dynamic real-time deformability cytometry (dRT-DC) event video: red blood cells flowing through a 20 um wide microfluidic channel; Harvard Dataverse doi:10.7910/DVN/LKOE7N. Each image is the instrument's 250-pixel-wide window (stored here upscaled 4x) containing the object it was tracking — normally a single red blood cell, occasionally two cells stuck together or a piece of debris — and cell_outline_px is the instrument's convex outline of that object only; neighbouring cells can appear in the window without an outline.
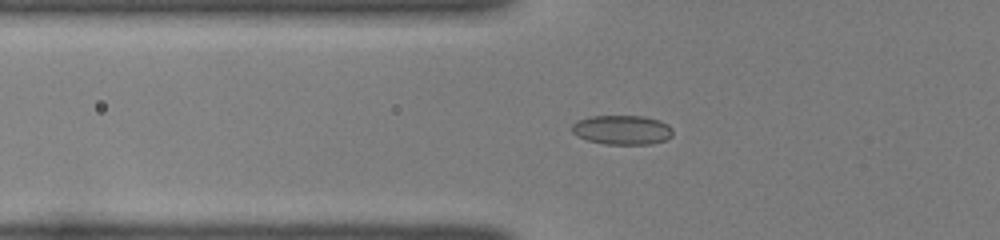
{"species": "common noctule bat (a hibernating species)", "species_latin": "Nyctalus noctula", "temperature_condition": "room temperature", "stored_images_in_passage": 52, "camera_frame_rate_fps": 3000, "um_per_image_px": 0.085, "animal": {"sex": "female", "body_mass_g": 22.0, "forearm_length_mm": 56.7}, "frame": {"image": 1, "passage_image": 21, "time_ms": 6.667, "image_size_px": [1000, 240], "cell_outline_px": [[672, 136], [664, 140], [652, 144], [604, 144], [588, 140], [576, 136], [572, 132], [572, 124], [580, 120], [592, 116], [644, 116], [660, 120], [668, 124], [672, 128]], "centroid_in_image_um": [52.9, 11.04], "position_along_channel_um": 72.9, "area_um2": 17.28}}
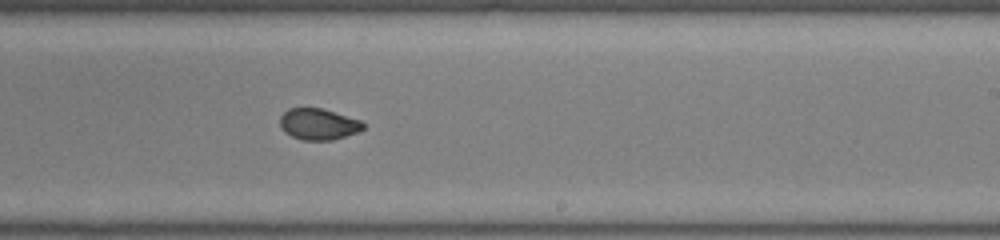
{"frame": {"image": 2, "passage_image": 35, "time_ms": 11.333, "image_size_px": [1000, 240], "cell_outline_px": [[364, 128], [360, 132], [332, 140], [304, 140], [292, 136], [284, 132], [280, 128], [280, 116], [288, 108], [320, 108], [360, 120], [364, 124]], "centroid_in_image_um": [27.05, 10.56], "position_along_channel_um": 261.9, "area_um2": 15.14}}
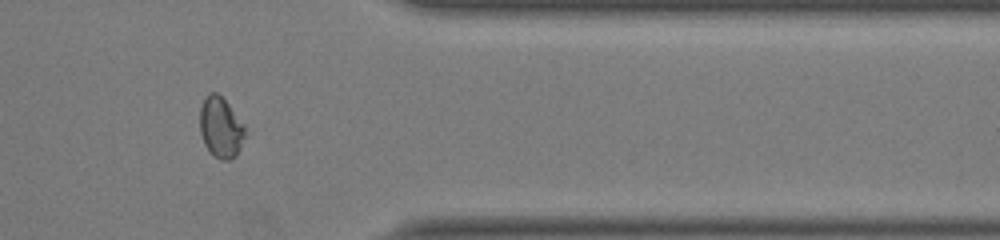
{"frame": {"image": 3, "passage_image": 45, "time_ms": 14.667, "image_size_px": [1000, 240], "cell_outline_px": [[244, 136], [240, 148], [236, 156], [228, 160], [220, 160], [212, 156], [204, 144], [200, 132], [200, 108], [208, 92], [216, 92], [228, 104], [244, 124]], "centroid_in_image_um": [18.74, 10.86], "position_along_channel_um": 392.7, "area_um2": 15.9}}